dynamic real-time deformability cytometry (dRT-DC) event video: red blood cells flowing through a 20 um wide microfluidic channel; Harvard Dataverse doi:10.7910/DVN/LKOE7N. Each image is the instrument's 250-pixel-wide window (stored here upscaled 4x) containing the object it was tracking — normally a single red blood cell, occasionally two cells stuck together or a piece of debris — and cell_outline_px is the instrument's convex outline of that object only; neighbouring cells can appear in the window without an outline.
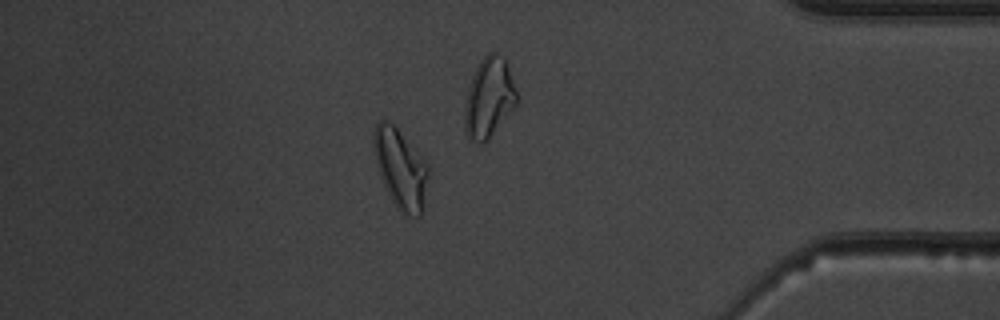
{"species": "common noctule bat (a hibernating species)", "species_latin": "Nyctalus noctula", "temperature_condition": "warm", "stored_images_in_passage": 50, "camera_frame_rate_fps": 3000, "um_per_image_px": 0.085, "animal": {"sex": "male", "body_mass_g": 19.5, "forearm_length_mm": 54.6}, "frame": {"image": 1, "passage_image": 43, "time_ms": 14.0, "image_size_px": [1000, 320], "cell_outline_px": [[428, 176], [424, 208], [420, 216], [408, 216], [396, 208], [380, 176], [372, 148], [372, 132], [376, 124], [380, 120], [388, 120], [424, 156], [428, 164]], "centroid_in_image_um": [34.05, 14.31], "position_along_channel_um": 401.2, "area_um2": 25.66}, "authors_computed_cell_mechanics": {"area_um2": 22.4842, "velocity_mm_per_s": 4.0335, "shape_relaxation_time_tau1_ms": 7.443, "shape_relaxation_time_tau2_ms": 2.3603, "deformation_change_tau1": 0.2327, "deformation_change_tau2": 0.0721}}